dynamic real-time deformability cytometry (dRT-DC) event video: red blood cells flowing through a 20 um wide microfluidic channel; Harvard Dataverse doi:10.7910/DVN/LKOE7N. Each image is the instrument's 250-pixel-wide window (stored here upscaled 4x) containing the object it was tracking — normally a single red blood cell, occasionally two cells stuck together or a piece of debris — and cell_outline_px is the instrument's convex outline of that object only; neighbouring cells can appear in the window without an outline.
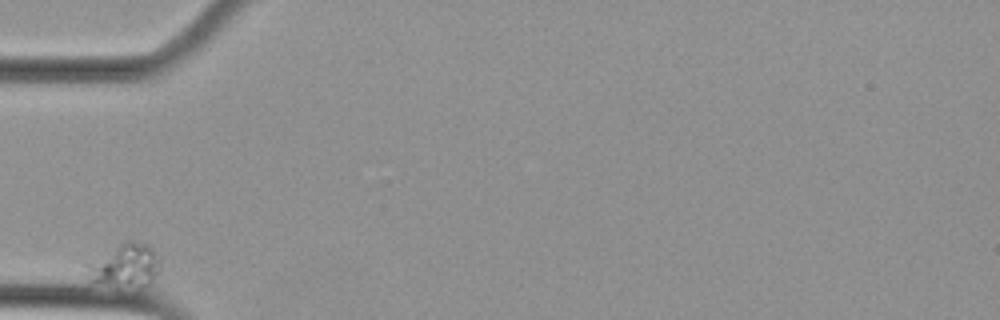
{"species": "Egyptian fruit bat (a non-hibernating species)", "species_latin": "Rousettus aegyptiacus", "temperature_condition": "cold", "stored_images_in_passage": 9, "camera_frame_rate_fps": 3000, "um_per_image_px": 0.085, "animal": {"sex": "female"}, "frame": {"image": 1, "passage_image": 1, "time_ms": 0.0, "image_size_px": [1000, 320], "cell_outline_px": [[160, 268], [156, 276], [140, 292], [88, 284], [76, 260], [124, 240], [132, 240], [148, 244], [160, 256]], "centroid_in_image_um": [10.34, 22.62], "position_along_channel_um": 74.7, "area_um2": 22.25}}
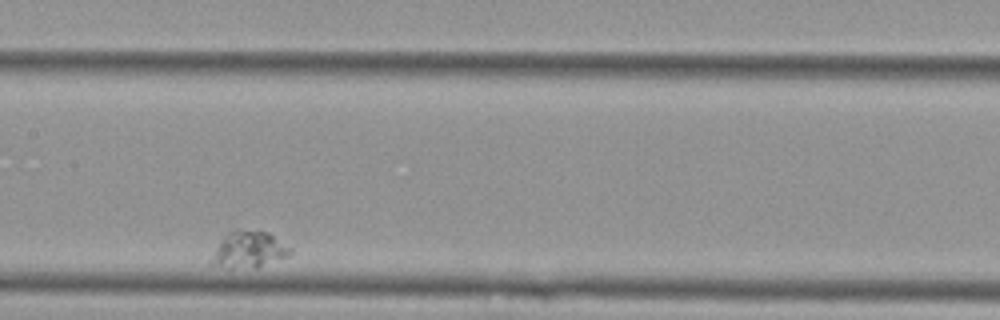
{"frame": {"image": 2, "passage_image": 4, "time_ms": 1.0, "image_size_px": [1000, 320], "cell_outline_px": [[292, 252], [288, 256], [256, 268], [228, 268], [212, 260], [212, 256], [216, 248], [224, 236], [228, 232], [236, 228], [260, 228], [268, 232], [292, 248]], "centroid_in_image_um": [21.22, 21.15], "position_along_channel_um": 186.2, "area_um2": 16.88}}
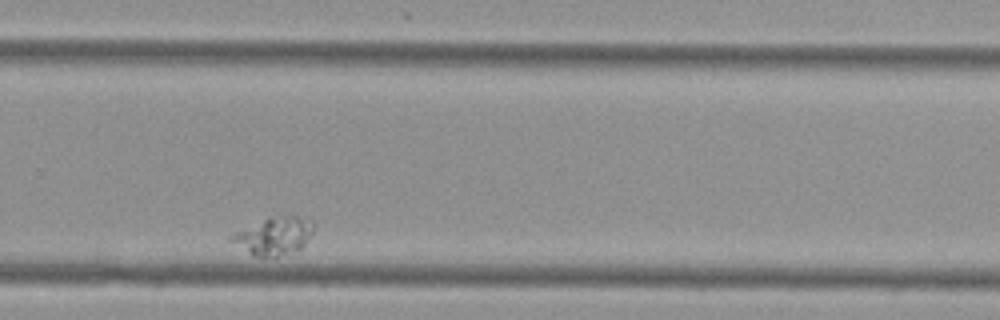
{"frame": {"image": 3, "passage_image": 8, "time_ms": 2.333, "image_size_px": [1000, 320], "cell_outline_px": [[312, 232], [308, 240], [300, 252], [276, 256], [256, 256], [228, 240], [228, 236], [236, 232], [272, 216], [300, 216], [312, 220]], "centroid_in_image_um": [23.33, 20.06], "position_along_channel_um": 306.5, "area_um2": 17.86}}